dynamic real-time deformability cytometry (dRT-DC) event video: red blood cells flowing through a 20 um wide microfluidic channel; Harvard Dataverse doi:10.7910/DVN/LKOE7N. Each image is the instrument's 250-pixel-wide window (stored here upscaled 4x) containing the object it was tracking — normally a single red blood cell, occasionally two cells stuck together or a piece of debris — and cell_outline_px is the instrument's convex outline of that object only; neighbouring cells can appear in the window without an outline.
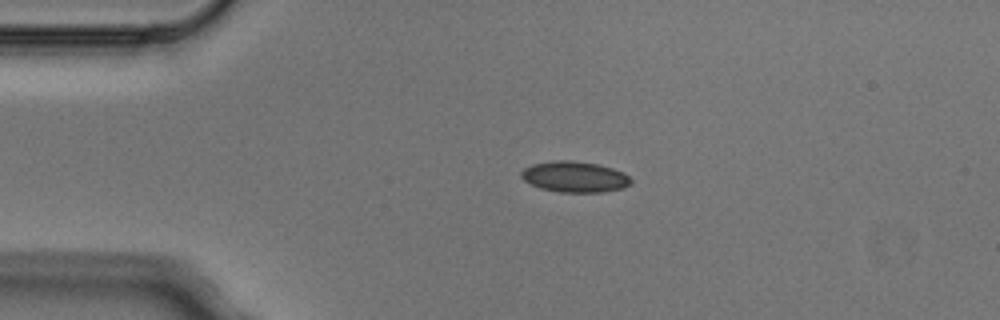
{"species": "Egyptian fruit bat (a non-hibernating species)", "species_latin": "Rousettus aegyptiacus", "temperature_condition": "cold", "stored_images_in_passage": 4, "camera_frame_rate_fps": 3000, "um_per_image_px": 0.085, "animal": {"sex": "male"}, "frame": {"image": 1, "passage_image": 3, "time_ms": 0.667, "image_size_px": [1000, 320], "cell_outline_px": [[632, 184], [624, 188], [604, 192], [560, 192], [540, 188], [524, 180], [520, 176], [520, 172], [524, 168], [532, 164], [556, 160], [572, 160], [600, 164], [624, 172], [632, 180]], "centroid_in_image_um": [48.87, 15.02], "position_along_channel_um": 36.1, "area_um2": 19.94}}